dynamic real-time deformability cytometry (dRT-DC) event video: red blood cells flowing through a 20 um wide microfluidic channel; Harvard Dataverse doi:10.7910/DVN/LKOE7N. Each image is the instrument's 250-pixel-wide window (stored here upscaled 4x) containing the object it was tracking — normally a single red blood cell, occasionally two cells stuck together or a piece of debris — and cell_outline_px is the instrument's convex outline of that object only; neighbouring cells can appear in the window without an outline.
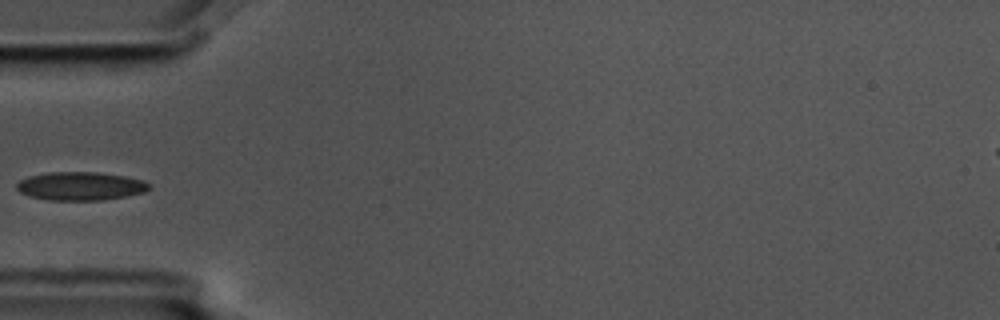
{"species": "common noctule bat (a hibernating species)", "species_latin": "Nyctalus noctula", "temperature_condition": "cold", "stored_images_in_passage": 4, "camera_frame_rate_fps": 3000, "um_per_image_px": 0.085, "animal": {"sex": "male", "body_mass_g": 17.5, "forearm_length_mm": 52.3}, "frame": {"image": 1, "passage_image": 4, "time_ms": 1.0, "image_size_px": [1000, 320], "cell_outline_px": [[152, 188], [144, 192], [104, 200], [48, 200], [28, 196], [20, 192], [16, 188], [16, 184], [20, 180], [28, 176], [48, 172], [96, 172], [124, 176], [144, 180], [152, 184]], "centroid_in_image_um": [6.85, 15.82], "position_along_channel_um": 78.2, "area_um2": 22.08}}